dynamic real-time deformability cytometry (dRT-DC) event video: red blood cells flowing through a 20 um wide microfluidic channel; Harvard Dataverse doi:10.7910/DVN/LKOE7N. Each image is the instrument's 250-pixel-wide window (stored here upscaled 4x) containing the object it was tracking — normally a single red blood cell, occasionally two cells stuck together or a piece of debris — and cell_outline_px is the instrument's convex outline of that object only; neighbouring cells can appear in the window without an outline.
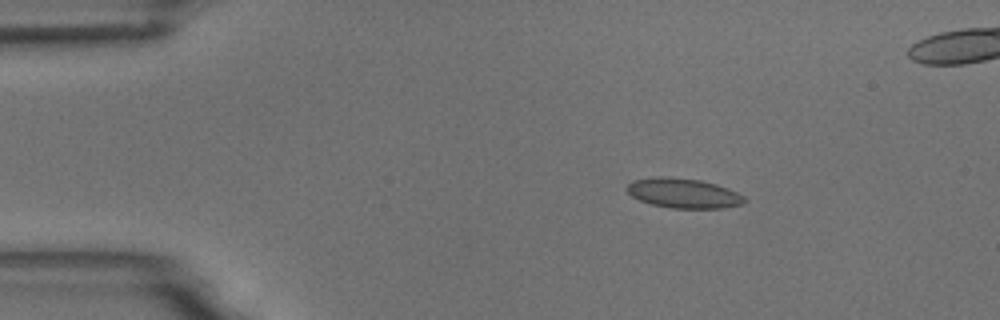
{"species": "common noctule bat (a hibernating species)", "species_latin": "Nyctalus noctula", "temperature_condition": "room temperature", "stored_images_in_passage": 6, "camera_frame_rate_fps": 3000, "um_per_image_px": 0.085, "animal": {"sex": "male", "body_mass_g": 18.8}, "frame": {"image": 1, "passage_image": 3, "time_ms": 2.333, "image_size_px": [1000, 320], "cell_outline_px": [[748, 200], [744, 204], [724, 208], [672, 208], [652, 204], [640, 200], [632, 196], [624, 188], [632, 180], [656, 176], [664, 176], [700, 180], [716, 184], [728, 188], [744, 196]], "centroid_in_image_um": [58.1, 16.42], "position_along_channel_um": 26.9, "area_um2": 20.52}}